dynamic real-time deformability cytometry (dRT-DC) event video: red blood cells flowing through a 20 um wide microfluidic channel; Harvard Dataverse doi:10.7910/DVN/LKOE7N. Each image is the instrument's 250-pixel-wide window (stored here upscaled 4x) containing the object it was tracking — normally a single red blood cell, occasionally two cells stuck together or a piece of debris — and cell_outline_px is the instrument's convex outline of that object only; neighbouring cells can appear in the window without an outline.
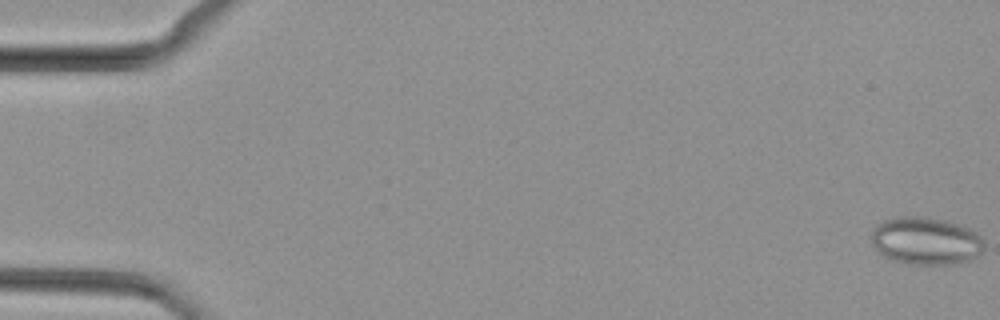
{"species": "common noctule bat (a hibernating species)", "species_latin": "Nyctalus noctula", "temperature_condition": "cold", "stored_images_in_passage": 51, "camera_frame_rate_fps": 3000, "um_per_image_px": 0.085, "animal": {"sex": "female", "body_mass_g": 29.2, "forearm_length_mm": 56.3}, "frame": {"image": 1, "passage_image": 1, "time_ms": 0.0, "image_size_px": [1000, 320], "cell_outline_px": [[984, 252], [972, 260], [956, 264], [912, 264], [892, 260], [884, 256], [872, 244], [872, 228], [876, 224], [884, 220], [904, 216], [912, 216], [944, 220], [968, 228], [976, 232], [984, 240]], "centroid_in_image_um": [78.73, 20.49], "position_along_channel_um": 6.3, "area_um2": 31.33}}
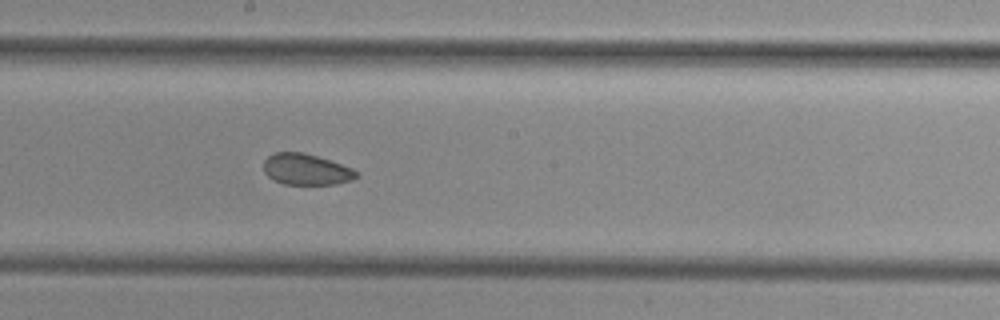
{"frame": {"image": 2, "passage_image": 28, "time_ms": 9.0, "image_size_px": [1000, 320], "cell_outline_px": [[360, 172], [352, 180], [336, 184], [284, 184], [272, 180], [264, 172], [264, 160], [268, 156], [276, 152], [304, 152], [352, 168]], "centroid_in_image_um": [26.01, 14.4], "position_along_channel_um": 222.2, "area_um2": 16.76}}
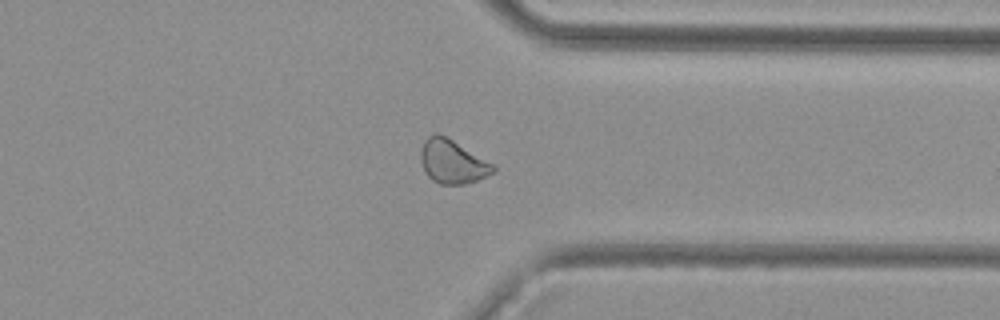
{"frame": {"image": 3, "passage_image": 39, "time_ms": 12.667, "image_size_px": [1000, 320], "cell_outline_px": [[496, 172], [476, 180], [464, 184], [440, 184], [432, 180], [424, 172], [420, 160], [420, 152], [428, 136], [436, 132], [452, 140], [496, 164]], "centroid_in_image_um": [38.48, 13.75], "position_along_channel_um": 372.9, "area_um2": 18.5}}